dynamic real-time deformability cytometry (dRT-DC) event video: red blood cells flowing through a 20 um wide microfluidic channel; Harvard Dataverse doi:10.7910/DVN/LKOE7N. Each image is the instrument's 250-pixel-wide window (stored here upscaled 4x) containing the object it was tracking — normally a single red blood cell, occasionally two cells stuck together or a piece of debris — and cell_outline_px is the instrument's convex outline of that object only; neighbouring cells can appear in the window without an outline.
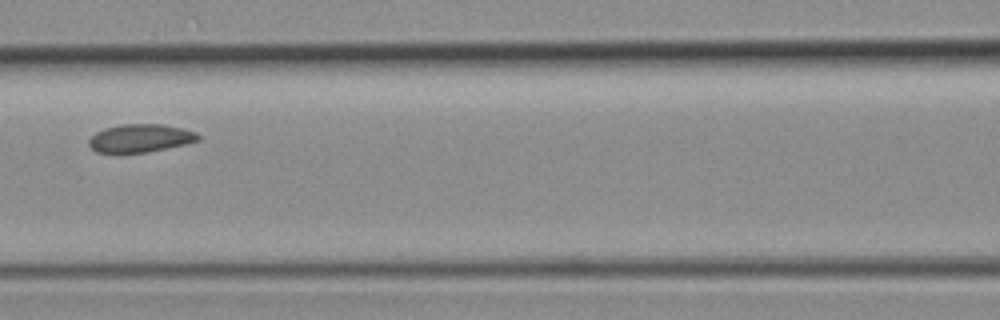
{"species": "common noctule bat (a hibernating species)", "species_latin": "Nyctalus noctula", "temperature_condition": "room temperature", "stored_images_in_passage": 3, "camera_frame_rate_fps": 3000, "um_per_image_px": 0.085, "animal": {"sex": "female", "body_mass_g": 19.3, "forearm_length_mm": 54.1}, "frame": {"image": 1, "passage_image": 3, "time_ms": 0.667, "image_size_px": [1000, 320], "cell_outline_px": [[200, 140], [184, 144], [148, 152], [120, 156], [116, 156], [96, 152], [88, 144], [88, 140], [96, 132], [104, 128], [120, 124], [164, 124], [196, 132], [200, 136]], "centroid_in_image_um": [11.85, 11.79], "position_along_channel_um": 154.8, "area_um2": 18.55}}